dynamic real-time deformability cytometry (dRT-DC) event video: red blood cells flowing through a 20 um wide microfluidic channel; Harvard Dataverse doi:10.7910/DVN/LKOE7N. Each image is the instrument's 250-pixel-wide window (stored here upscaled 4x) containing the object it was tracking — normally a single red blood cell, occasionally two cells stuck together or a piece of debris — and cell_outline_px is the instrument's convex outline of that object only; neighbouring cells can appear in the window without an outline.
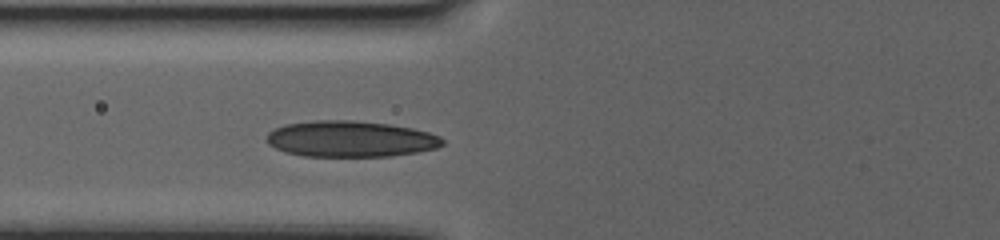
{"species": "human", "species_latin": "Homo sapiens", "temperature_condition": "warm", "stored_images_in_passage": 7, "segment_of_instrument_passage": [2, 2], "camera_frame_rate_fps": 3000, "um_per_image_px": 0.085, "donor": {"sex": "female"}, "frame": {"image": 1, "passage_image": 7, "time_ms": 2.0, "image_size_px": [1000, 240], "cell_outline_px": [[444, 144], [436, 148], [416, 152], [392, 156], [304, 156], [284, 152], [268, 144], [264, 136], [268, 132], [284, 124], [312, 120], [352, 120], [388, 124], [412, 128], [428, 132], [440, 136], [444, 140]], "centroid_in_image_um": [29.75, 11.8], "position_along_channel_um": 96.0, "area_um2": 37.17}}